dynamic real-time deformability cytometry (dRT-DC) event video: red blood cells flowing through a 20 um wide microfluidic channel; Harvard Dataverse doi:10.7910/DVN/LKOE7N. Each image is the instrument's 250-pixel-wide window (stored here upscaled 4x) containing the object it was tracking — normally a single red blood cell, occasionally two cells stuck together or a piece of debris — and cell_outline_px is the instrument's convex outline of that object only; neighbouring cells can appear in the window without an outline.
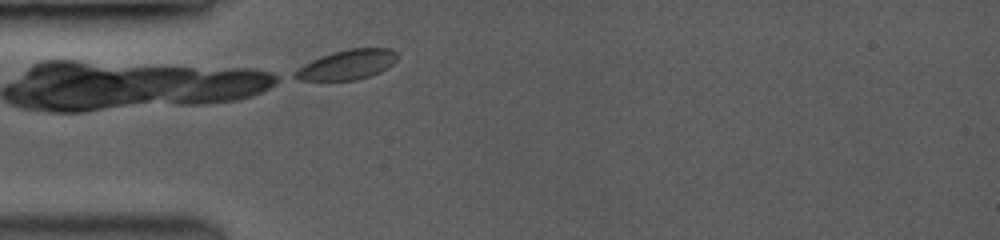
{"species": "common noctule bat (a hibernating species)", "species_latin": "Nyctalus noctula", "temperature_condition": "room temperature", "stored_images_in_passage": 26, "camera_frame_rate_fps": 3500, "um_per_image_px": 0.085, "animal": {"sex": "female", "body_mass_g": 19.0, "forearm_length_mm": 53.3}, "frame": {"image": 1, "passage_image": 2, "time_ms": 0.571, "image_size_px": [1000, 240], "cell_outline_px": [[396, 60], [392, 64], [380, 72], [356, 80], [300, 80], [292, 76], [304, 64], [320, 56], [332, 52], [348, 48], [388, 48], [396, 52]], "centroid_in_image_um": [29.51, 5.49], "position_along_channel_um": 55.5, "area_um2": 17.51}}
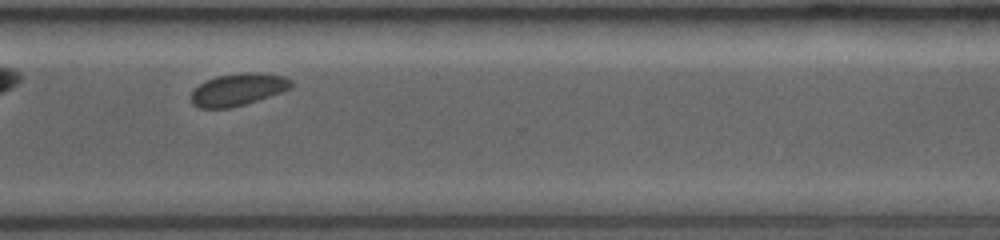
{"frame": {"image": 2, "passage_image": 19, "time_ms": 8.286, "image_size_px": [1000, 240], "cell_outline_px": [[292, 84], [288, 88], [280, 92], [232, 108], [200, 108], [192, 104], [192, 92], [200, 84], [208, 80], [220, 76], [244, 72], [252, 72], [284, 76], [292, 80]], "centroid_in_image_um": [20.22, 7.61], "position_along_channel_um": 350.4, "area_um2": 18.26}}
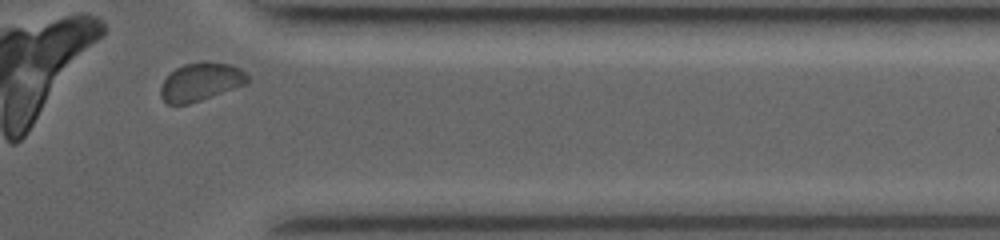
{"frame": {"image": 3, "passage_image": 23, "time_ms": 9.429, "image_size_px": [1000, 240], "cell_outline_px": [[248, 80], [244, 84], [200, 100], [188, 104], [168, 104], [160, 96], [160, 84], [176, 68], [184, 64], [228, 64], [240, 68], [248, 76]], "centroid_in_image_um": [17.01, 6.99], "position_along_channel_um": 394.4, "area_um2": 18.44}, "authors_computed_cell_mechanics": {"area_um2": 18.1492, "velocity_mm_per_s": 3.8864, "shape_relaxation_time_tau1_ms": null, "shape_relaxation_time_tau2_ms": 2.4406, "deformation_change_tau1": null, "deformation_change_tau2": 0.0435}}